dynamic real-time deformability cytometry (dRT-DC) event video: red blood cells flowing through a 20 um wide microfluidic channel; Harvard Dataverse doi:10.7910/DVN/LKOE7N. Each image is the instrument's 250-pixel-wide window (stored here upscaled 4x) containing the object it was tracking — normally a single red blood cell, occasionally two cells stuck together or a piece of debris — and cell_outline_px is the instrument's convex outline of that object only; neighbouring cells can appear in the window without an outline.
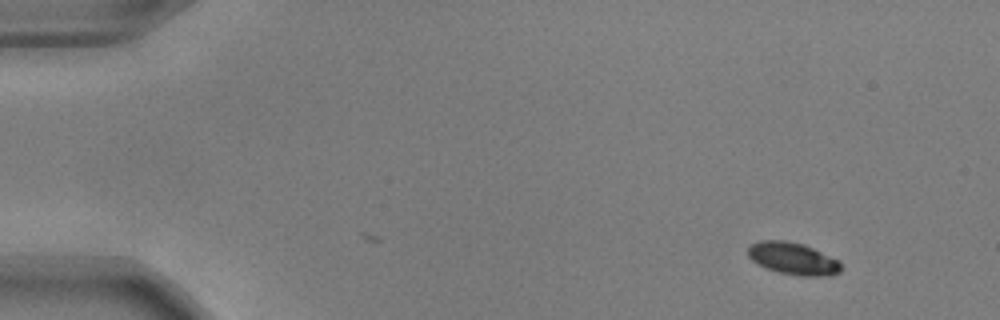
{"species": "common noctule bat (a hibernating species)", "species_latin": "Nyctalus noctula", "temperature_condition": "warm", "stored_images_in_passage": 6, "camera_frame_rate_fps": 3000, "um_per_image_px": 0.085, "animal": {"sex": "male", "body_mass_g": 17.9, "forearm_length_mm": 54.2}, "frame": {"image": 1, "passage_image": 6, "time_ms": 1.667, "image_size_px": [1000, 320], "cell_outline_px": [[840, 272], [828, 276], [800, 276], [780, 272], [768, 268], [752, 260], [748, 256], [748, 244], [760, 240], [784, 240], [804, 244], [840, 260]], "centroid_in_image_um": [67.41, 21.96], "position_along_channel_um": 17.6, "area_um2": 17.46}}